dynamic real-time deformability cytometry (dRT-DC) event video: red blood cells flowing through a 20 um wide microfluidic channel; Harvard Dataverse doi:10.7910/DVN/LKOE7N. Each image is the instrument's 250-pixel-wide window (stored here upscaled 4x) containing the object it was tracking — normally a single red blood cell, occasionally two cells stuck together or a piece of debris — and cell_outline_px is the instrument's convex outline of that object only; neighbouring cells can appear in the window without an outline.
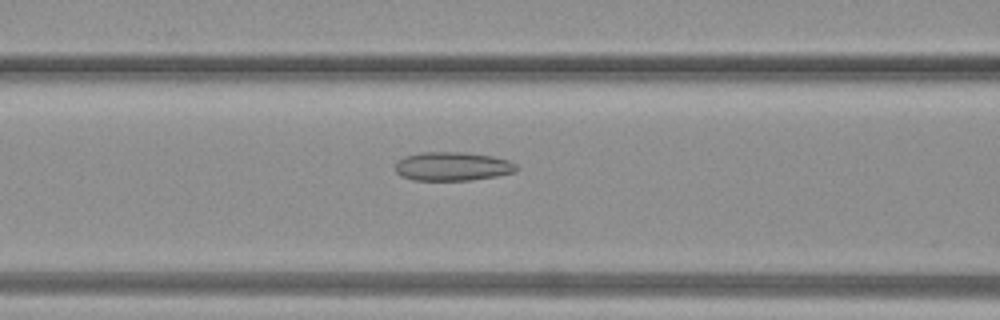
{"species": "common noctule bat (a hibernating species)", "species_latin": "Nyctalus noctula", "temperature_condition": "warm", "stored_images_in_passage": 34, "camera_frame_rate_fps": 3000, "um_per_image_px": 0.085, "animal": {"sex": "female", "body_mass_g": 19.3, "forearm_length_mm": 54.1}, "frame": {"image": 1, "passage_image": 12, "time_ms": 3.667, "image_size_px": [1000, 320], "cell_outline_px": [[520, 168], [516, 172], [496, 176], [472, 180], [412, 180], [400, 176], [396, 172], [396, 164], [404, 156], [420, 152], [464, 152], [492, 156], [508, 160], [516, 164]], "centroid_in_image_um": [38.48, 14.14], "position_along_channel_um": 128.1, "area_um2": 20.46}}
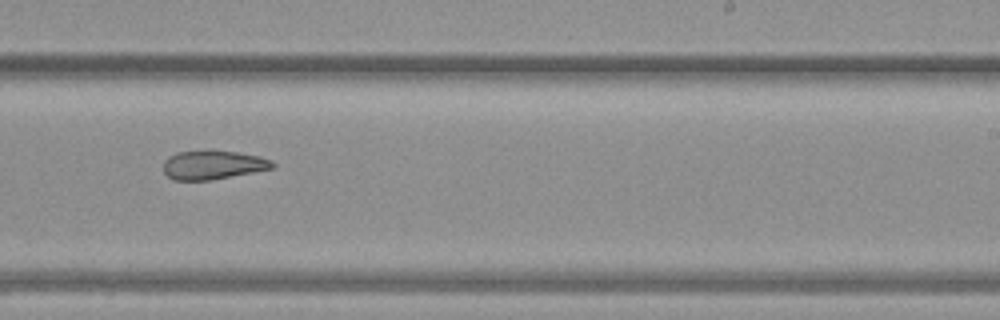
{"frame": {"image": 2, "passage_image": 20, "time_ms": 6.333, "image_size_px": [1000, 320], "cell_outline_px": [[276, 164], [272, 168], [212, 180], [172, 180], [164, 172], [164, 160], [168, 156], [176, 152], [236, 152], [260, 156], [272, 160]], "centroid_in_image_um": [18.09, 14.04], "position_along_channel_um": 270.9, "area_um2": 17.98}}
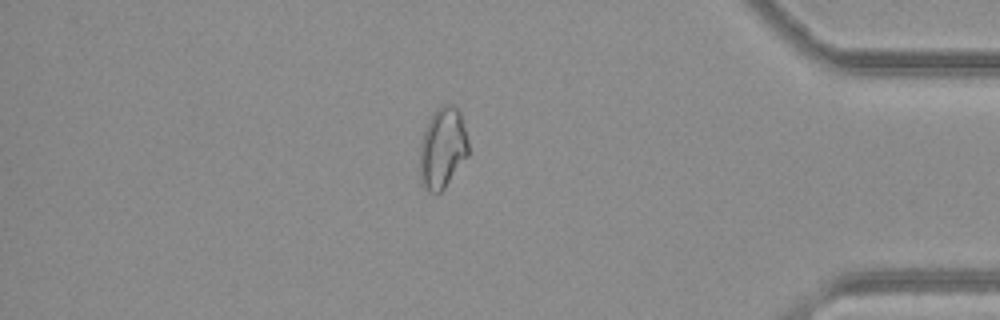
{"frame": {"image": 3, "passage_image": 29, "time_ms": 9.333, "image_size_px": [1000, 320], "cell_outline_px": [[468, 156], [444, 188], [440, 192], [428, 192], [420, 184], [420, 144], [428, 120], [432, 112], [440, 104], [456, 104], [460, 112], [468, 140]], "centroid_in_image_um": [37.61, 12.55], "position_along_channel_um": 397.6, "area_um2": 23.18}}